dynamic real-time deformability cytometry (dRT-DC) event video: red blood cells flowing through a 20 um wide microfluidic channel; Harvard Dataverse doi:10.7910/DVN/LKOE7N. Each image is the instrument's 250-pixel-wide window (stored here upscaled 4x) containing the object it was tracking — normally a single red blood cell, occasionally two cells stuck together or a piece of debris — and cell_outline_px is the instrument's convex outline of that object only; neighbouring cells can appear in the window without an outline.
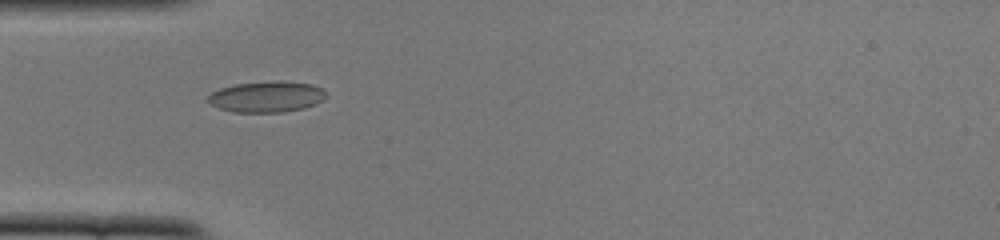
{"species": "common noctule bat (a hibernating species)", "species_latin": "Nyctalus noctula", "temperature_condition": "cold", "stored_images_in_passage": 39, "camera_frame_rate_fps": 3000, "um_per_image_px": 0.085, "animal": {"sex": "female", "body_mass_g": 22.0, "forearm_length_mm": 56.7}, "frame": {"image": 1, "passage_image": 4, "time_ms": 1.0, "image_size_px": [1000, 240], "cell_outline_px": [[328, 96], [316, 104], [304, 108], [284, 112], [232, 112], [216, 108], [208, 104], [208, 96], [212, 92], [220, 88], [236, 84], [312, 84], [328, 92]], "centroid_in_image_um": [22.62, 8.29], "position_along_channel_um": 62.4, "area_um2": 20.52}}
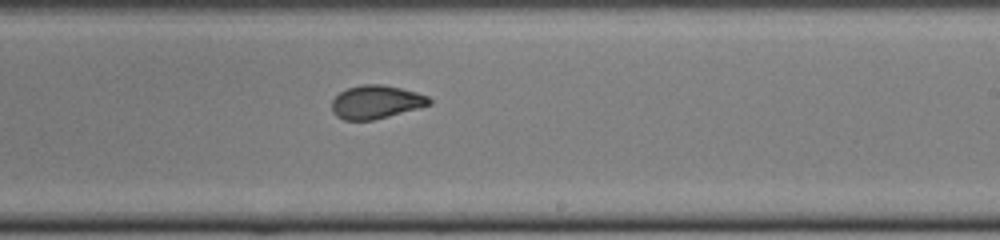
{"frame": {"image": 2, "passage_image": 19, "time_ms": 6.0, "image_size_px": [1000, 240], "cell_outline_px": [[432, 104], [420, 108], [372, 120], [344, 120], [336, 116], [332, 112], [332, 100], [340, 92], [348, 88], [360, 84], [384, 84], [416, 92], [428, 96], [432, 100]], "centroid_in_image_um": [31.97, 8.67], "position_along_channel_um": 257.0, "area_um2": 19.02}}
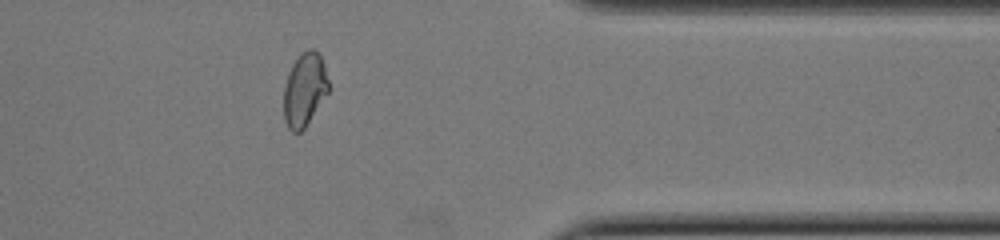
{"frame": {"image": 3, "passage_image": 30, "time_ms": 9.667, "image_size_px": [1000, 240], "cell_outline_px": [[332, 88], [304, 128], [300, 132], [292, 132], [288, 128], [284, 120], [284, 88], [288, 72], [292, 64], [308, 48], [312, 48], [320, 56], [324, 64]], "centroid_in_image_um": [25.91, 7.63], "position_along_channel_um": 385.5, "area_um2": 19.31}, "authors_computed_cell_mechanics": {"area_um2": 19.7098, "velocity_mm_per_s": 3.9179, "shape_relaxation_time_tau1_ms": 6.4406, "shape_relaxation_time_tau2_ms": 1.4981, "deformation_change_tau1": 0.1796, "deformation_change_tau2": 0.0442}}